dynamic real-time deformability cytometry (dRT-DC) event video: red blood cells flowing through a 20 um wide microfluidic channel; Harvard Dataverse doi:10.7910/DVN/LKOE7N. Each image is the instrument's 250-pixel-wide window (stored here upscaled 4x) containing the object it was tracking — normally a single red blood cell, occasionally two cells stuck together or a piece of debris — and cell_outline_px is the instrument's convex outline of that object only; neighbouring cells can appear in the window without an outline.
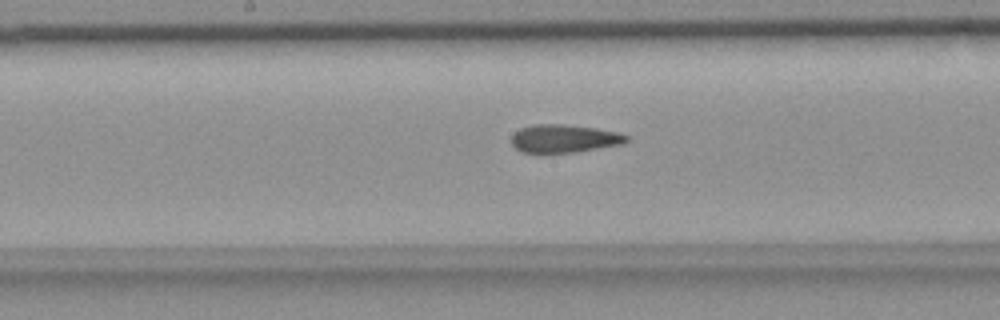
{"species": "common noctule bat (a hibernating species)", "species_latin": "Nyctalus noctula", "temperature_condition": "room temperature", "stored_images_in_passage": 48, "camera_frame_rate_fps": 3000, "um_per_image_px": 0.085, "animal": {"sex": "female", "body_mass_g": 18.4}, "frame": {"image": 1, "passage_image": 28, "time_ms": 9.0, "image_size_px": [1000, 320], "cell_outline_px": [[632, 136], [624, 144], [576, 152], [524, 152], [516, 148], [512, 144], [512, 136], [520, 128], [532, 124], [564, 124], [596, 128], [620, 132]], "centroid_in_image_um": [48.03, 11.76], "position_along_channel_um": 200.2, "area_um2": 18.9}}
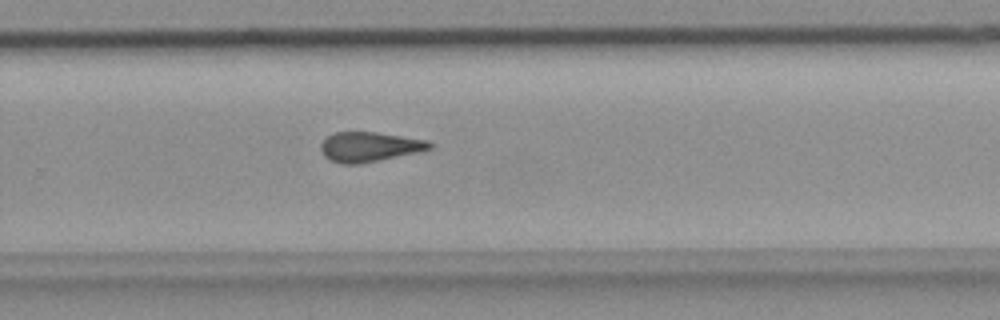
{"frame": {"image": 2, "passage_image": 36, "time_ms": 11.667, "image_size_px": [1000, 320], "cell_outline_px": [[432, 148], [416, 152], [360, 164], [340, 164], [324, 156], [320, 148], [320, 144], [332, 132], [376, 132], [428, 140], [432, 144]], "centroid_in_image_um": [31.37, 12.47], "position_along_channel_um": 298.4, "area_um2": 18.73}}
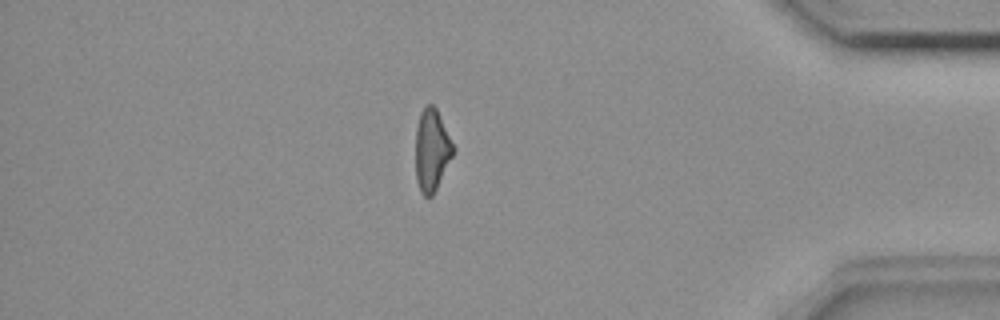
{"frame": {"image": 3, "passage_image": 47, "time_ms": 15.333, "image_size_px": [1000, 320], "cell_outline_px": [[452, 156], [432, 196], [424, 196], [420, 192], [416, 180], [416, 128], [420, 112], [428, 104], [432, 104], [436, 108], [452, 144]], "centroid_in_image_um": [36.65, 12.77], "position_along_channel_um": 398.5, "area_um2": 17.4}}